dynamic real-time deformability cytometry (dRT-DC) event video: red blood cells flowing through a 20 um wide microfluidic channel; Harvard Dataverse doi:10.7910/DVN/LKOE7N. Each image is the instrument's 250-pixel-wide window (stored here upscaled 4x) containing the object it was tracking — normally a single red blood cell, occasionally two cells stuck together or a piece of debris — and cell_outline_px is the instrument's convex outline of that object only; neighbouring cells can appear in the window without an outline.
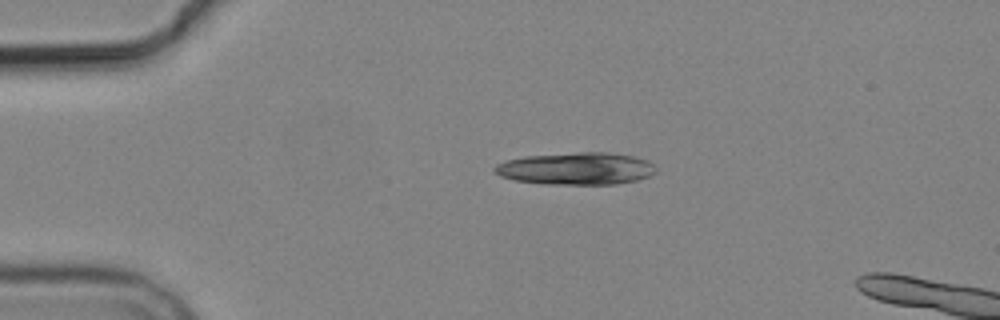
{"species": "common noctule bat (a hibernating species)", "species_latin": "Nyctalus noctula", "temperature_condition": "cold", "stored_images_in_passage": 3, "camera_frame_rate_fps": 3000, "um_per_image_px": 0.085, "animal": {"sex": "male", "body_mass_g": 19.2, "forearm_length_mm": 51.8}, "frame": {"image": 1, "passage_image": 1, "time_ms": 0.0, "image_size_px": [1000, 320], "cell_outline_px": [[656, 172], [648, 176], [636, 180], [616, 184], [548, 184], [512, 180], [500, 176], [492, 168], [496, 164], [504, 160], [524, 156], [580, 152], [608, 152], [636, 156], [648, 160], [656, 164]], "centroid_in_image_um": [48.99, 14.32], "position_along_channel_um": 36.0, "area_um2": 30.63}}